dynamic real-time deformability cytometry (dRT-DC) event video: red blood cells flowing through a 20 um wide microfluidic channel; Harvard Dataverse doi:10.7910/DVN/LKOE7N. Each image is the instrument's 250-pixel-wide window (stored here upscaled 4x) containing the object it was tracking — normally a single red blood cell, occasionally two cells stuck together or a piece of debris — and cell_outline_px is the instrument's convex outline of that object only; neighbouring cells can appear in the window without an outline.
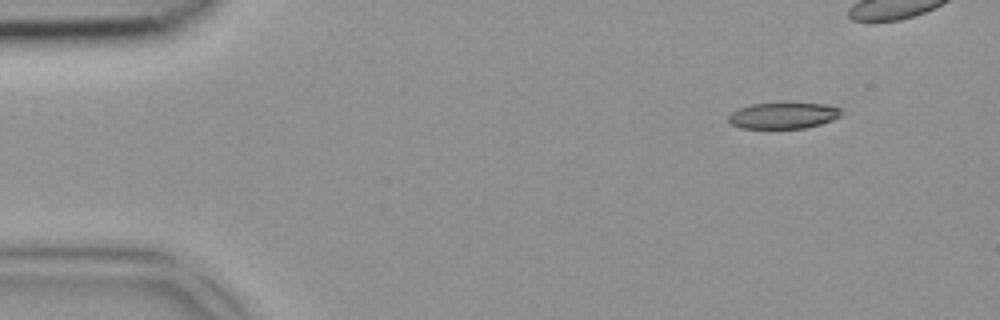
{"species": "common noctule bat (a hibernating species)", "species_latin": "Nyctalus noctula", "temperature_condition": "room temperature", "stored_images_in_passage": 4, "camera_frame_rate_fps": 3000, "um_per_image_px": 0.085, "animal": {"sex": "female", "body_mass_g": 18.4}, "frame": {"image": 1, "passage_image": 1, "time_ms": 0.0, "image_size_px": [1000, 320], "cell_outline_px": [[844, 112], [840, 116], [832, 120], [820, 124], [804, 128], [740, 128], [732, 124], [728, 120], [728, 116], [732, 112], [740, 108], [752, 104], [824, 104], [840, 108]], "centroid_in_image_um": [66.59, 9.84], "position_along_channel_um": 18.4, "area_um2": 16.88}}